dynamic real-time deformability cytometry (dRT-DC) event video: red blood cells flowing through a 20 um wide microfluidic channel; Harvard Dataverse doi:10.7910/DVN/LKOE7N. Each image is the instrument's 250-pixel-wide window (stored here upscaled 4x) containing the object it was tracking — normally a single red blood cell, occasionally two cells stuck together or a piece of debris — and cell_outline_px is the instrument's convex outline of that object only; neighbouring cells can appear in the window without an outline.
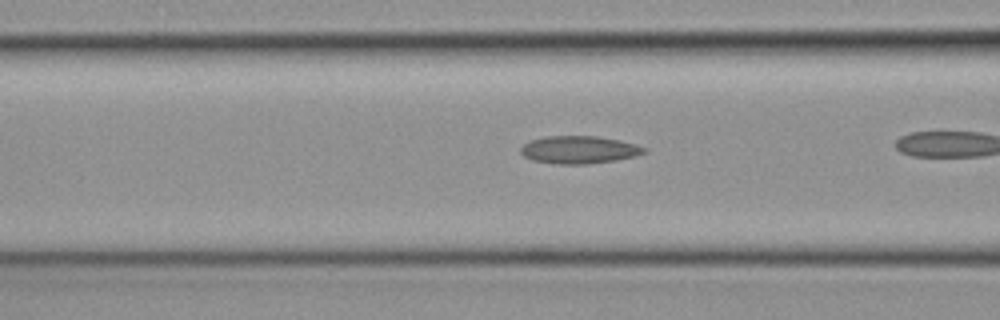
{"species": "common noctule bat (a hibernating species)", "species_latin": "Nyctalus noctula", "temperature_condition": "cold", "stored_images_in_passage": 32, "camera_frame_rate_fps": 3000, "um_per_image_px": 0.085, "animal": {"sex": "female", "body_mass_g": 19.3, "forearm_length_mm": 54.1}, "frame": {"image": 1, "passage_image": 14, "time_ms": 4.333, "image_size_px": [1000, 320], "cell_outline_px": [[648, 152], [616, 160], [588, 164], [556, 164], [532, 160], [524, 156], [520, 152], [520, 148], [524, 144], [532, 140], [544, 136], [596, 136], [620, 140], [648, 148]], "centroid_in_image_um": [49.22, 12.73], "position_along_channel_um": 117.4, "area_um2": 19.88}}